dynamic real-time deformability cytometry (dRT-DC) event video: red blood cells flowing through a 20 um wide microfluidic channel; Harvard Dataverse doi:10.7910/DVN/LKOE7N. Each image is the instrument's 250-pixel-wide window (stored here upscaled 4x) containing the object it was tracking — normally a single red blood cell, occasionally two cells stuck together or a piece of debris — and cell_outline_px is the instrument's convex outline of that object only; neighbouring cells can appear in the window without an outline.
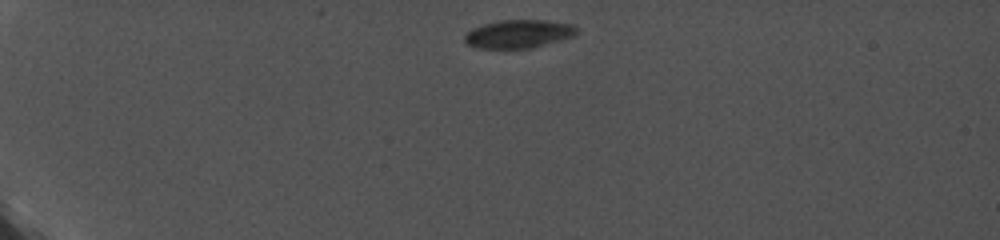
{"species": "common noctule bat (a hibernating species)", "species_latin": "Nyctalus noctula", "temperature_condition": "cold", "stored_images_in_passage": 64, "camera_frame_rate_fps": 5000, "um_per_image_px": 0.085, "animal": {"sex": "female", "body_mass_g": 19.0, "forearm_length_mm": 56.7}, "frame": {"image": 1, "passage_image": 1, "time_ms": 0.0, "image_size_px": [1000, 240], "cell_outline_px": [[576, 32], [572, 36], [560, 40], [532, 48], [476, 48], [468, 44], [464, 40], [464, 36], [472, 28], [484, 24], [500, 20], [544, 20], [572, 24], [576, 28]], "centroid_in_image_um": [44.05, 2.88], "position_along_channel_um": 41.0, "area_um2": 18.26}}
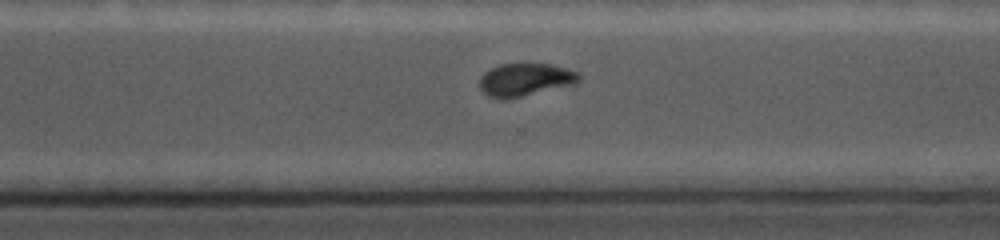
{"frame": {"image": 2, "passage_image": 48, "time_ms": 9.4, "image_size_px": [1000, 240], "cell_outline_px": [[580, 76], [572, 84], [520, 96], [488, 96], [480, 88], [480, 80], [484, 72], [500, 64], [548, 64], [564, 68], [576, 72]], "centroid_in_image_um": [44.6, 6.73], "position_along_channel_um": 326.0, "area_um2": 17.86}}
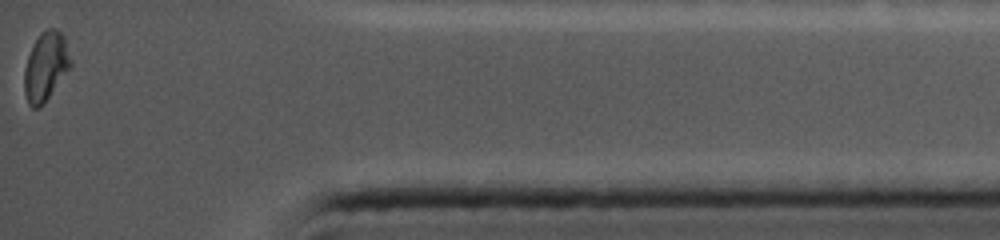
{"frame": {"image": 3, "passage_image": 64, "time_ms": 12.6, "image_size_px": [1000, 240], "cell_outline_px": [[72, 64], [44, 104], [40, 108], [32, 108], [28, 104], [24, 92], [24, 68], [28, 56], [40, 32], [48, 28], [56, 28], [64, 36]], "centroid_in_image_um": [3.87, 5.67], "position_along_channel_um": 431.3, "area_um2": 18.5}, "authors_computed_cell_mechanics": {"area_um2": 19.7676, "velocity_mm_per_s": 3.7907, "shape_relaxation_time_tau1_ms": null, "shape_relaxation_time_tau2_ms": 2.597, "deformation_change_tau1": null, "deformation_change_tau2": 0.0449}}